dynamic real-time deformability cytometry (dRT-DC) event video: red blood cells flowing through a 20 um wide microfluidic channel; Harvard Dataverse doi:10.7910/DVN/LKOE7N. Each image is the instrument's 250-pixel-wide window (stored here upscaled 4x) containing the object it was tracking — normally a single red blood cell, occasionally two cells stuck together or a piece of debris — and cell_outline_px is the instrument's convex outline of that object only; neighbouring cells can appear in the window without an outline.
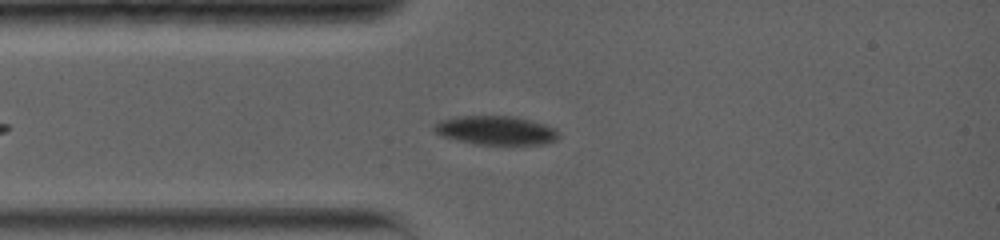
{"species": "common noctule bat (a hibernating species)", "species_latin": "Nyctalus noctula", "temperature_condition": "warm", "stored_images_in_passage": 42, "camera_frame_rate_fps": 5000, "um_per_image_px": 0.085, "animal": {"sex": "female", "body_mass_g": 19.0, "forearm_length_mm": 56.7}, "frame": {"image": 1, "passage_image": 6, "time_ms": 2.0, "image_size_px": [1000, 240], "cell_outline_px": [[560, 136], [556, 140], [544, 144], [472, 144], [444, 136], [436, 132], [432, 128], [440, 120], [456, 116], [516, 116], [532, 120], [556, 128]], "centroid_in_image_um": [42.19, 11.07], "position_along_channel_um": 42.8, "area_um2": 20.98}}
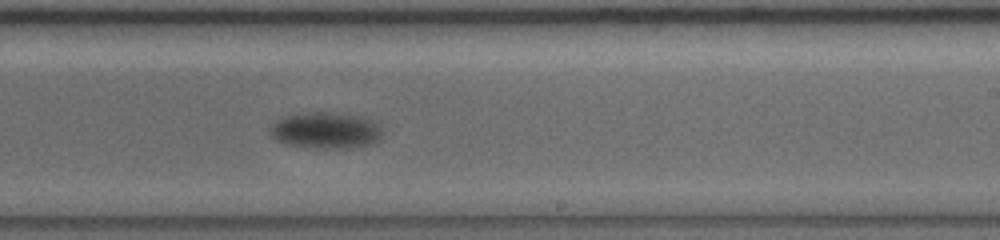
{"frame": {"image": 2, "passage_image": 21, "time_ms": 8.6, "image_size_px": [1000, 240], "cell_outline_px": [[384, 136], [380, 140], [372, 144], [348, 148], [324, 148], [284, 144], [276, 140], [268, 132], [268, 128], [276, 120], [288, 116], [308, 112], [328, 112], [364, 116], [372, 120], [384, 132]], "centroid_in_image_um": [27.71, 11.08], "position_along_channel_um": 261.3, "area_um2": 23.99}}
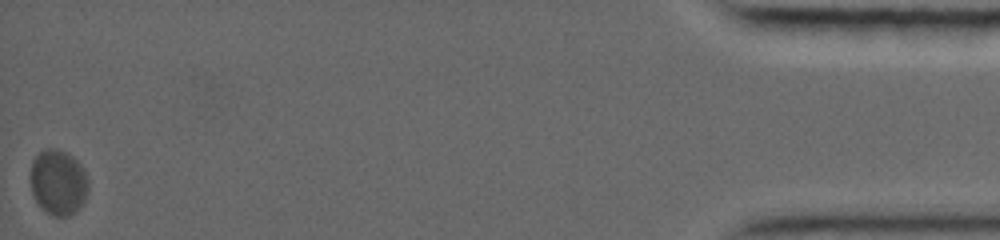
{"frame": {"image": 3, "passage_image": 42, "time_ms": 17.8, "image_size_px": [1000, 240], "cell_outline_px": [[88, 192], [80, 208], [76, 212], [68, 216], [52, 216], [44, 212], [36, 200], [32, 192], [32, 160], [44, 148], [56, 148], [68, 152], [84, 168], [88, 180]], "centroid_in_image_um": [4.98, 15.5], "position_along_channel_um": 430.2, "area_um2": 22.2}, "authors_computed_cell_mechanics": {"area_um2": 22.3686, "velocity_mm_per_s": 3.3615, "shape_relaxation_time_tau1_ms": 2.8514, "shape_relaxation_time_tau2_ms": null, "deformation_change_tau1": 0.0916, "deformation_change_tau2": null}}